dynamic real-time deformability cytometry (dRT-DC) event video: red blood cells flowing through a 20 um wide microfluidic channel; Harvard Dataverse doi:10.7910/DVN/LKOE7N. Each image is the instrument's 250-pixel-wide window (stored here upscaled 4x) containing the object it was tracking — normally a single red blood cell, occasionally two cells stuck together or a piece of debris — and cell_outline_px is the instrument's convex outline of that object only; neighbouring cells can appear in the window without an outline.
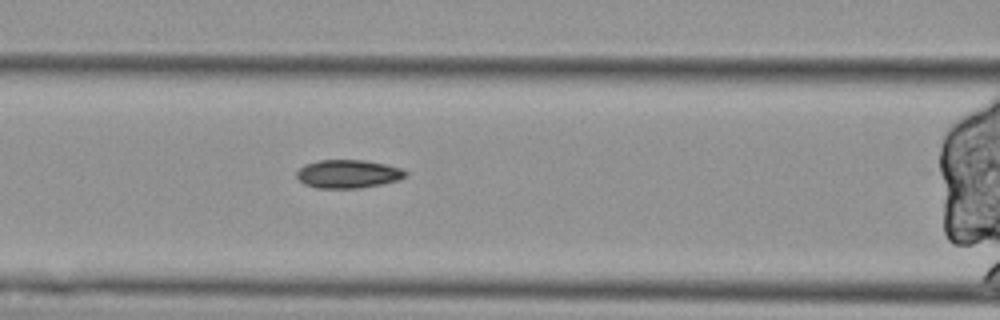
{"species": "Egyptian fruit bat (a non-hibernating species)", "species_latin": "Rousettus aegyptiacus", "temperature_condition": "cold", "stored_images_in_passage": 46, "segment_of_instrument_passage": [2, 2], "camera_frame_rate_fps": 3000, "um_per_image_px": 0.085, "animal": {"sex": "female"}, "frame": {"image": 1, "passage_image": 17, "time_ms": 5.333, "image_size_px": [1000, 320], "cell_outline_px": [[408, 176], [396, 180], [380, 184], [360, 188], [316, 188], [304, 184], [296, 176], [296, 172], [304, 164], [320, 160], [364, 160], [384, 164], [400, 168], [408, 172]], "centroid_in_image_um": [29.56, 14.78], "position_along_channel_um": 137.0, "area_um2": 17.92}}
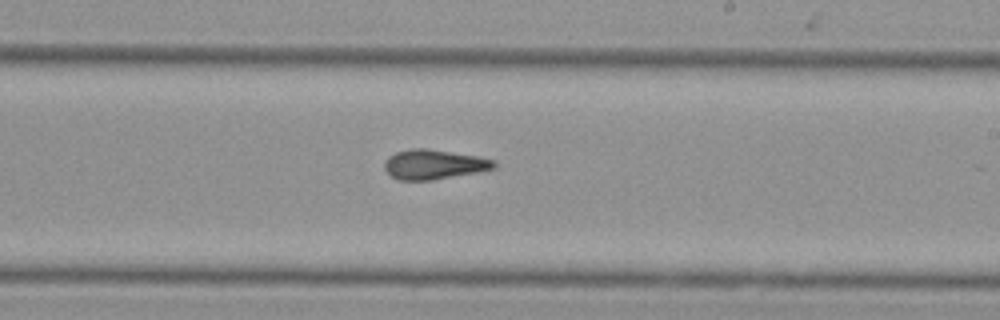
{"frame": {"image": 2, "passage_image": 27, "time_ms": 8.667, "image_size_px": [1000, 320], "cell_outline_px": [[496, 168], [476, 172], [432, 180], [396, 180], [384, 168], [384, 160], [388, 156], [396, 152], [412, 148], [428, 148], [476, 156], [496, 160]], "centroid_in_image_um": [36.86, 13.97], "position_along_channel_um": 252.1, "area_um2": 18.96}}
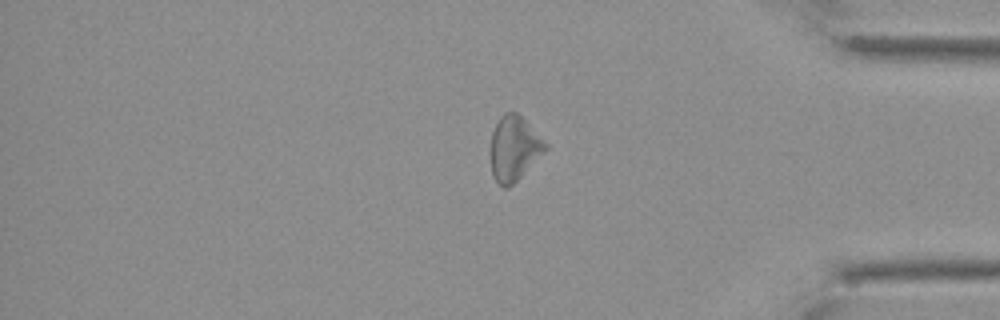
{"frame": {"image": 3, "passage_image": 41, "time_ms": 13.333, "image_size_px": [1000, 320], "cell_outline_px": [[548, 148], [508, 188], [504, 188], [492, 176], [492, 132], [500, 116], [504, 112], [516, 112], [548, 144]], "centroid_in_image_um": [43.7, 12.6], "position_along_channel_um": 391.5, "area_um2": 20.0}}